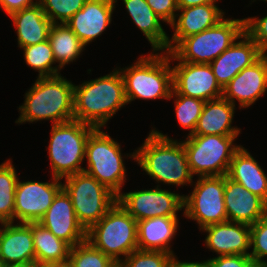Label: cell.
<instances>
[{
	"instance_id": "obj_44",
	"label": "cell",
	"mask_w": 267,
	"mask_h": 267,
	"mask_svg": "<svg viewBox=\"0 0 267 267\" xmlns=\"http://www.w3.org/2000/svg\"><path fill=\"white\" fill-rule=\"evenodd\" d=\"M267 46L260 49V58L264 61L267 70Z\"/></svg>"
},
{
	"instance_id": "obj_28",
	"label": "cell",
	"mask_w": 267,
	"mask_h": 267,
	"mask_svg": "<svg viewBox=\"0 0 267 267\" xmlns=\"http://www.w3.org/2000/svg\"><path fill=\"white\" fill-rule=\"evenodd\" d=\"M35 264L47 265L69 259L71 246L38 222H32Z\"/></svg>"
},
{
	"instance_id": "obj_25",
	"label": "cell",
	"mask_w": 267,
	"mask_h": 267,
	"mask_svg": "<svg viewBox=\"0 0 267 267\" xmlns=\"http://www.w3.org/2000/svg\"><path fill=\"white\" fill-rule=\"evenodd\" d=\"M9 17L17 31L18 47L23 48L48 40L53 23L45 15L39 3L17 11Z\"/></svg>"
},
{
	"instance_id": "obj_39",
	"label": "cell",
	"mask_w": 267,
	"mask_h": 267,
	"mask_svg": "<svg viewBox=\"0 0 267 267\" xmlns=\"http://www.w3.org/2000/svg\"><path fill=\"white\" fill-rule=\"evenodd\" d=\"M147 4L152 8L154 13L159 16L163 22L170 25L177 15V0H146Z\"/></svg>"
},
{
	"instance_id": "obj_9",
	"label": "cell",
	"mask_w": 267,
	"mask_h": 267,
	"mask_svg": "<svg viewBox=\"0 0 267 267\" xmlns=\"http://www.w3.org/2000/svg\"><path fill=\"white\" fill-rule=\"evenodd\" d=\"M238 136L190 135L182 141L192 175H227L234 153L241 147L233 145Z\"/></svg>"
},
{
	"instance_id": "obj_14",
	"label": "cell",
	"mask_w": 267,
	"mask_h": 267,
	"mask_svg": "<svg viewBox=\"0 0 267 267\" xmlns=\"http://www.w3.org/2000/svg\"><path fill=\"white\" fill-rule=\"evenodd\" d=\"M51 179V182H22L18 179L15 189L14 220H19V223L39 222L62 188L63 179L56 177Z\"/></svg>"
},
{
	"instance_id": "obj_21",
	"label": "cell",
	"mask_w": 267,
	"mask_h": 267,
	"mask_svg": "<svg viewBox=\"0 0 267 267\" xmlns=\"http://www.w3.org/2000/svg\"><path fill=\"white\" fill-rule=\"evenodd\" d=\"M267 91V70L259 58L251 66L239 72L223 89L222 97L240 108L250 107Z\"/></svg>"
},
{
	"instance_id": "obj_19",
	"label": "cell",
	"mask_w": 267,
	"mask_h": 267,
	"mask_svg": "<svg viewBox=\"0 0 267 267\" xmlns=\"http://www.w3.org/2000/svg\"><path fill=\"white\" fill-rule=\"evenodd\" d=\"M0 224V261L3 264L35 265L32 222Z\"/></svg>"
},
{
	"instance_id": "obj_18",
	"label": "cell",
	"mask_w": 267,
	"mask_h": 267,
	"mask_svg": "<svg viewBox=\"0 0 267 267\" xmlns=\"http://www.w3.org/2000/svg\"><path fill=\"white\" fill-rule=\"evenodd\" d=\"M219 57L210 63L216 80L222 89L244 68L260 58L259 46L245 33Z\"/></svg>"
},
{
	"instance_id": "obj_10",
	"label": "cell",
	"mask_w": 267,
	"mask_h": 267,
	"mask_svg": "<svg viewBox=\"0 0 267 267\" xmlns=\"http://www.w3.org/2000/svg\"><path fill=\"white\" fill-rule=\"evenodd\" d=\"M62 187L69 194L78 222L87 231L117 202V196L86 172L65 177Z\"/></svg>"
},
{
	"instance_id": "obj_17",
	"label": "cell",
	"mask_w": 267,
	"mask_h": 267,
	"mask_svg": "<svg viewBox=\"0 0 267 267\" xmlns=\"http://www.w3.org/2000/svg\"><path fill=\"white\" fill-rule=\"evenodd\" d=\"M224 202L227 220L253 225L267 214V203L240 183L224 175Z\"/></svg>"
},
{
	"instance_id": "obj_12",
	"label": "cell",
	"mask_w": 267,
	"mask_h": 267,
	"mask_svg": "<svg viewBox=\"0 0 267 267\" xmlns=\"http://www.w3.org/2000/svg\"><path fill=\"white\" fill-rule=\"evenodd\" d=\"M117 201L136 221L177 216L183 209V195L161 189L159 185L154 189L121 192Z\"/></svg>"
},
{
	"instance_id": "obj_5",
	"label": "cell",
	"mask_w": 267,
	"mask_h": 267,
	"mask_svg": "<svg viewBox=\"0 0 267 267\" xmlns=\"http://www.w3.org/2000/svg\"><path fill=\"white\" fill-rule=\"evenodd\" d=\"M86 240L120 264L138 249L137 221L117 201L108 212L86 231Z\"/></svg>"
},
{
	"instance_id": "obj_42",
	"label": "cell",
	"mask_w": 267,
	"mask_h": 267,
	"mask_svg": "<svg viewBox=\"0 0 267 267\" xmlns=\"http://www.w3.org/2000/svg\"><path fill=\"white\" fill-rule=\"evenodd\" d=\"M218 0H177L178 8H187L202 4L215 3Z\"/></svg>"
},
{
	"instance_id": "obj_7",
	"label": "cell",
	"mask_w": 267,
	"mask_h": 267,
	"mask_svg": "<svg viewBox=\"0 0 267 267\" xmlns=\"http://www.w3.org/2000/svg\"><path fill=\"white\" fill-rule=\"evenodd\" d=\"M243 19L224 18L217 25L182 39L170 52L181 62L210 64L239 41Z\"/></svg>"
},
{
	"instance_id": "obj_24",
	"label": "cell",
	"mask_w": 267,
	"mask_h": 267,
	"mask_svg": "<svg viewBox=\"0 0 267 267\" xmlns=\"http://www.w3.org/2000/svg\"><path fill=\"white\" fill-rule=\"evenodd\" d=\"M235 105L221 97L206 101L192 135L238 136L241 129L232 127Z\"/></svg>"
},
{
	"instance_id": "obj_48",
	"label": "cell",
	"mask_w": 267,
	"mask_h": 267,
	"mask_svg": "<svg viewBox=\"0 0 267 267\" xmlns=\"http://www.w3.org/2000/svg\"><path fill=\"white\" fill-rule=\"evenodd\" d=\"M3 265H4V264L0 261V267H3Z\"/></svg>"
},
{
	"instance_id": "obj_45",
	"label": "cell",
	"mask_w": 267,
	"mask_h": 267,
	"mask_svg": "<svg viewBox=\"0 0 267 267\" xmlns=\"http://www.w3.org/2000/svg\"><path fill=\"white\" fill-rule=\"evenodd\" d=\"M3 267H28V266L21 264H4Z\"/></svg>"
},
{
	"instance_id": "obj_6",
	"label": "cell",
	"mask_w": 267,
	"mask_h": 267,
	"mask_svg": "<svg viewBox=\"0 0 267 267\" xmlns=\"http://www.w3.org/2000/svg\"><path fill=\"white\" fill-rule=\"evenodd\" d=\"M95 127L71 120L52 125L49 146L52 177L59 179L83 172L88 137Z\"/></svg>"
},
{
	"instance_id": "obj_20",
	"label": "cell",
	"mask_w": 267,
	"mask_h": 267,
	"mask_svg": "<svg viewBox=\"0 0 267 267\" xmlns=\"http://www.w3.org/2000/svg\"><path fill=\"white\" fill-rule=\"evenodd\" d=\"M201 230L207 232L206 248L216 252L217 256L250 255V225L227 220L205 226Z\"/></svg>"
},
{
	"instance_id": "obj_41",
	"label": "cell",
	"mask_w": 267,
	"mask_h": 267,
	"mask_svg": "<svg viewBox=\"0 0 267 267\" xmlns=\"http://www.w3.org/2000/svg\"><path fill=\"white\" fill-rule=\"evenodd\" d=\"M175 257V254L172 255L168 267H209L207 260L203 262H182Z\"/></svg>"
},
{
	"instance_id": "obj_27",
	"label": "cell",
	"mask_w": 267,
	"mask_h": 267,
	"mask_svg": "<svg viewBox=\"0 0 267 267\" xmlns=\"http://www.w3.org/2000/svg\"><path fill=\"white\" fill-rule=\"evenodd\" d=\"M117 2V0H115ZM135 25L142 31L151 44L153 51L168 52L169 36L164 31L161 21L146 0H122Z\"/></svg>"
},
{
	"instance_id": "obj_43",
	"label": "cell",
	"mask_w": 267,
	"mask_h": 267,
	"mask_svg": "<svg viewBox=\"0 0 267 267\" xmlns=\"http://www.w3.org/2000/svg\"><path fill=\"white\" fill-rule=\"evenodd\" d=\"M45 267H73L71 261L69 259L61 262H55V263H50L47 265H44Z\"/></svg>"
},
{
	"instance_id": "obj_35",
	"label": "cell",
	"mask_w": 267,
	"mask_h": 267,
	"mask_svg": "<svg viewBox=\"0 0 267 267\" xmlns=\"http://www.w3.org/2000/svg\"><path fill=\"white\" fill-rule=\"evenodd\" d=\"M250 257L257 267H267V214L250 226Z\"/></svg>"
},
{
	"instance_id": "obj_29",
	"label": "cell",
	"mask_w": 267,
	"mask_h": 267,
	"mask_svg": "<svg viewBox=\"0 0 267 267\" xmlns=\"http://www.w3.org/2000/svg\"><path fill=\"white\" fill-rule=\"evenodd\" d=\"M48 41L52 47L55 62L62 69L75 61L86 47L74 32L65 24H52Z\"/></svg>"
},
{
	"instance_id": "obj_46",
	"label": "cell",
	"mask_w": 267,
	"mask_h": 267,
	"mask_svg": "<svg viewBox=\"0 0 267 267\" xmlns=\"http://www.w3.org/2000/svg\"><path fill=\"white\" fill-rule=\"evenodd\" d=\"M28 267H45L44 265H32V266H28Z\"/></svg>"
},
{
	"instance_id": "obj_15",
	"label": "cell",
	"mask_w": 267,
	"mask_h": 267,
	"mask_svg": "<svg viewBox=\"0 0 267 267\" xmlns=\"http://www.w3.org/2000/svg\"><path fill=\"white\" fill-rule=\"evenodd\" d=\"M38 223L71 247L86 240V230L78 222L71 198L63 187Z\"/></svg>"
},
{
	"instance_id": "obj_47",
	"label": "cell",
	"mask_w": 267,
	"mask_h": 267,
	"mask_svg": "<svg viewBox=\"0 0 267 267\" xmlns=\"http://www.w3.org/2000/svg\"><path fill=\"white\" fill-rule=\"evenodd\" d=\"M114 267H123L121 264H116Z\"/></svg>"
},
{
	"instance_id": "obj_33",
	"label": "cell",
	"mask_w": 267,
	"mask_h": 267,
	"mask_svg": "<svg viewBox=\"0 0 267 267\" xmlns=\"http://www.w3.org/2000/svg\"><path fill=\"white\" fill-rule=\"evenodd\" d=\"M69 260L73 267H114L117 264L88 240L71 247Z\"/></svg>"
},
{
	"instance_id": "obj_13",
	"label": "cell",
	"mask_w": 267,
	"mask_h": 267,
	"mask_svg": "<svg viewBox=\"0 0 267 267\" xmlns=\"http://www.w3.org/2000/svg\"><path fill=\"white\" fill-rule=\"evenodd\" d=\"M170 60L178 61L172 67L173 91L179 95L203 101L222 97L223 89L218 84L210 64L179 61L171 52Z\"/></svg>"
},
{
	"instance_id": "obj_11",
	"label": "cell",
	"mask_w": 267,
	"mask_h": 267,
	"mask_svg": "<svg viewBox=\"0 0 267 267\" xmlns=\"http://www.w3.org/2000/svg\"><path fill=\"white\" fill-rule=\"evenodd\" d=\"M194 190L183 195L184 216L199 224V230L227 221L224 175L198 177Z\"/></svg>"
},
{
	"instance_id": "obj_8",
	"label": "cell",
	"mask_w": 267,
	"mask_h": 267,
	"mask_svg": "<svg viewBox=\"0 0 267 267\" xmlns=\"http://www.w3.org/2000/svg\"><path fill=\"white\" fill-rule=\"evenodd\" d=\"M121 145L108 133L95 128L86 144L85 158L88 168L84 172L93 176L116 196L121 193L126 179V168Z\"/></svg>"
},
{
	"instance_id": "obj_38",
	"label": "cell",
	"mask_w": 267,
	"mask_h": 267,
	"mask_svg": "<svg viewBox=\"0 0 267 267\" xmlns=\"http://www.w3.org/2000/svg\"><path fill=\"white\" fill-rule=\"evenodd\" d=\"M209 267H257L250 256L222 255L207 259Z\"/></svg>"
},
{
	"instance_id": "obj_16",
	"label": "cell",
	"mask_w": 267,
	"mask_h": 267,
	"mask_svg": "<svg viewBox=\"0 0 267 267\" xmlns=\"http://www.w3.org/2000/svg\"><path fill=\"white\" fill-rule=\"evenodd\" d=\"M115 0H87L65 24L86 46L111 24Z\"/></svg>"
},
{
	"instance_id": "obj_4",
	"label": "cell",
	"mask_w": 267,
	"mask_h": 267,
	"mask_svg": "<svg viewBox=\"0 0 267 267\" xmlns=\"http://www.w3.org/2000/svg\"><path fill=\"white\" fill-rule=\"evenodd\" d=\"M137 59L132 66L118 69L123 78L128 104L135 99L168 100L173 91L170 52L153 51L148 56L142 55Z\"/></svg>"
},
{
	"instance_id": "obj_36",
	"label": "cell",
	"mask_w": 267,
	"mask_h": 267,
	"mask_svg": "<svg viewBox=\"0 0 267 267\" xmlns=\"http://www.w3.org/2000/svg\"><path fill=\"white\" fill-rule=\"evenodd\" d=\"M172 254L162 251L135 250L120 263L123 267H168Z\"/></svg>"
},
{
	"instance_id": "obj_34",
	"label": "cell",
	"mask_w": 267,
	"mask_h": 267,
	"mask_svg": "<svg viewBox=\"0 0 267 267\" xmlns=\"http://www.w3.org/2000/svg\"><path fill=\"white\" fill-rule=\"evenodd\" d=\"M45 15L53 24L66 23L87 0H38ZM60 22H59V21Z\"/></svg>"
},
{
	"instance_id": "obj_32",
	"label": "cell",
	"mask_w": 267,
	"mask_h": 267,
	"mask_svg": "<svg viewBox=\"0 0 267 267\" xmlns=\"http://www.w3.org/2000/svg\"><path fill=\"white\" fill-rule=\"evenodd\" d=\"M171 98H174L175 100V116L179 125L185 129H190L188 136L192 135L202 113L205 101L198 98L179 95L174 91H172L169 99Z\"/></svg>"
},
{
	"instance_id": "obj_40",
	"label": "cell",
	"mask_w": 267,
	"mask_h": 267,
	"mask_svg": "<svg viewBox=\"0 0 267 267\" xmlns=\"http://www.w3.org/2000/svg\"><path fill=\"white\" fill-rule=\"evenodd\" d=\"M36 0H0V7L10 16L11 14L21 11L24 8H28L38 4Z\"/></svg>"
},
{
	"instance_id": "obj_23",
	"label": "cell",
	"mask_w": 267,
	"mask_h": 267,
	"mask_svg": "<svg viewBox=\"0 0 267 267\" xmlns=\"http://www.w3.org/2000/svg\"><path fill=\"white\" fill-rule=\"evenodd\" d=\"M178 217H153L137 221L138 250L162 251L174 255L169 246L178 229Z\"/></svg>"
},
{
	"instance_id": "obj_26",
	"label": "cell",
	"mask_w": 267,
	"mask_h": 267,
	"mask_svg": "<svg viewBox=\"0 0 267 267\" xmlns=\"http://www.w3.org/2000/svg\"><path fill=\"white\" fill-rule=\"evenodd\" d=\"M227 176L267 203V175L244 147L234 153Z\"/></svg>"
},
{
	"instance_id": "obj_2",
	"label": "cell",
	"mask_w": 267,
	"mask_h": 267,
	"mask_svg": "<svg viewBox=\"0 0 267 267\" xmlns=\"http://www.w3.org/2000/svg\"><path fill=\"white\" fill-rule=\"evenodd\" d=\"M74 120L95 128L105 127L110 118L126 105L123 78L118 69L97 79L74 84Z\"/></svg>"
},
{
	"instance_id": "obj_37",
	"label": "cell",
	"mask_w": 267,
	"mask_h": 267,
	"mask_svg": "<svg viewBox=\"0 0 267 267\" xmlns=\"http://www.w3.org/2000/svg\"><path fill=\"white\" fill-rule=\"evenodd\" d=\"M244 32L259 46L260 49L267 46V15L244 18Z\"/></svg>"
},
{
	"instance_id": "obj_30",
	"label": "cell",
	"mask_w": 267,
	"mask_h": 267,
	"mask_svg": "<svg viewBox=\"0 0 267 267\" xmlns=\"http://www.w3.org/2000/svg\"><path fill=\"white\" fill-rule=\"evenodd\" d=\"M18 179L10 159L0 164V223L14 222L15 189Z\"/></svg>"
},
{
	"instance_id": "obj_1",
	"label": "cell",
	"mask_w": 267,
	"mask_h": 267,
	"mask_svg": "<svg viewBox=\"0 0 267 267\" xmlns=\"http://www.w3.org/2000/svg\"><path fill=\"white\" fill-rule=\"evenodd\" d=\"M127 156L135 159L158 183L179 187L193 182L182 141L173 140L157 130L152 129L143 145Z\"/></svg>"
},
{
	"instance_id": "obj_31",
	"label": "cell",
	"mask_w": 267,
	"mask_h": 267,
	"mask_svg": "<svg viewBox=\"0 0 267 267\" xmlns=\"http://www.w3.org/2000/svg\"><path fill=\"white\" fill-rule=\"evenodd\" d=\"M24 50V59L28 67L39 72L38 77H53L60 74L61 68L59 65L52 67L56 64L53 55L52 47L48 40L45 42L29 45L21 48Z\"/></svg>"
},
{
	"instance_id": "obj_22",
	"label": "cell",
	"mask_w": 267,
	"mask_h": 267,
	"mask_svg": "<svg viewBox=\"0 0 267 267\" xmlns=\"http://www.w3.org/2000/svg\"><path fill=\"white\" fill-rule=\"evenodd\" d=\"M178 11L181 14L179 16L177 14L175 20L169 25L174 29V34L171 39H168V52L182 39L214 27L224 19L225 14L216 3L179 8Z\"/></svg>"
},
{
	"instance_id": "obj_3",
	"label": "cell",
	"mask_w": 267,
	"mask_h": 267,
	"mask_svg": "<svg viewBox=\"0 0 267 267\" xmlns=\"http://www.w3.org/2000/svg\"><path fill=\"white\" fill-rule=\"evenodd\" d=\"M74 84L61 75L37 78L19 106L17 124L51 120L52 124L74 119Z\"/></svg>"
}]
</instances>
